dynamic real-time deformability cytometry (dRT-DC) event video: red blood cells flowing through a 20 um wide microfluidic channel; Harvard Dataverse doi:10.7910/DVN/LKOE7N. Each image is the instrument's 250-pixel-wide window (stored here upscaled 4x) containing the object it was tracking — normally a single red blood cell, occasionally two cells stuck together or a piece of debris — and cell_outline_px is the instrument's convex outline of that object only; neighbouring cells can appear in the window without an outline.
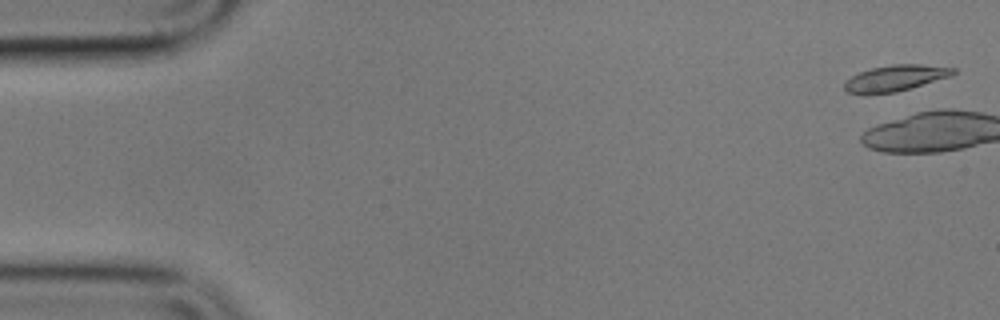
{"species": "common noctule bat (a hibernating species)", "species_latin": "Nyctalus noctula", "temperature_condition": "cold", "stored_images_in_passage": 8, "camera_frame_rate_fps": 3000, "um_per_image_px": 0.085, "animal": {"sex": "male", "body_mass_g": 17.9}, "frame": {"image": 1, "passage_image": 1, "time_ms": 0.0, "image_size_px": [1000, 320], "cell_outline_px": [[956, 72], [952, 76], [896, 92], [848, 92], [844, 88], [844, 84], [852, 76], [860, 72], [872, 68], [892, 64], [920, 64], [956, 68]], "centroid_in_image_um": [76.19, 6.6], "position_along_channel_um": 8.8, "area_um2": 16.01}}
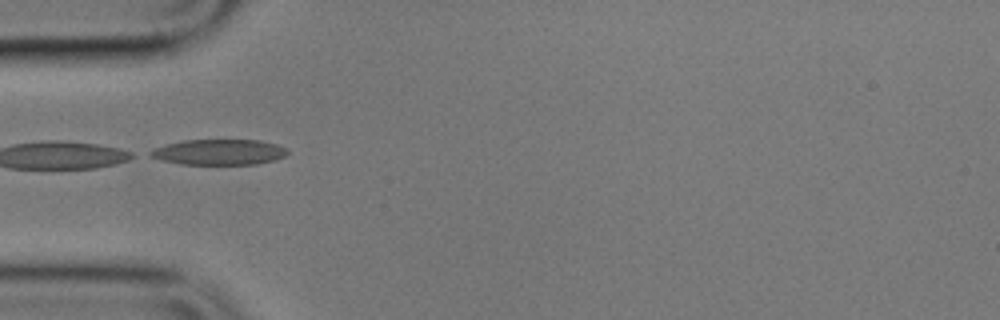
{"frame": {"image": 2, "passage_image": 6, "time_ms": 6.0, "image_size_px": [1000, 320], "cell_outline_px": [[288, 152], [284, 156], [276, 160], [256, 164], [180, 164], [148, 156], [148, 152], [156, 148], [168, 144], [184, 140], [260, 140], [276, 144], [288, 148]], "centroid_in_image_um": [18.66, 12.93], "position_along_channel_um": 66.3, "area_um2": 20.35}}
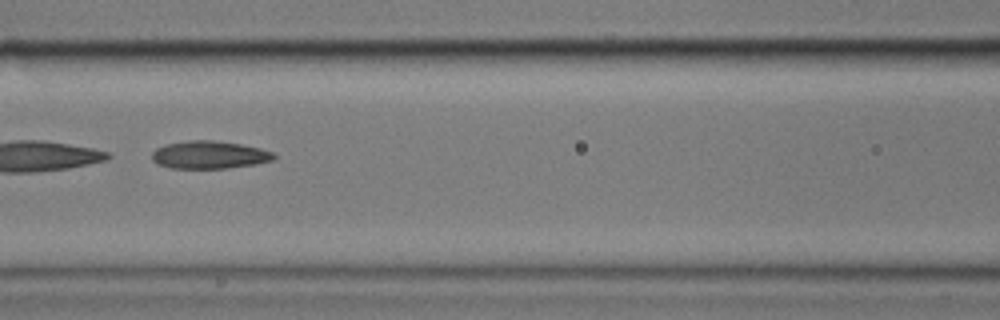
{"frame": {"image": 3, "passage_image": 8, "time_ms": 8.333, "image_size_px": [1000, 320], "cell_outline_px": [[276, 156], [272, 160], [256, 164], [228, 168], [168, 168], [156, 164], [152, 160], [152, 152], [156, 148], [164, 144], [188, 140], [212, 140], [240, 144], [260, 148], [272, 152]], "centroid_in_image_um": [17.74, 13.16], "position_along_channel_um": 148.9, "area_um2": 19.83}}